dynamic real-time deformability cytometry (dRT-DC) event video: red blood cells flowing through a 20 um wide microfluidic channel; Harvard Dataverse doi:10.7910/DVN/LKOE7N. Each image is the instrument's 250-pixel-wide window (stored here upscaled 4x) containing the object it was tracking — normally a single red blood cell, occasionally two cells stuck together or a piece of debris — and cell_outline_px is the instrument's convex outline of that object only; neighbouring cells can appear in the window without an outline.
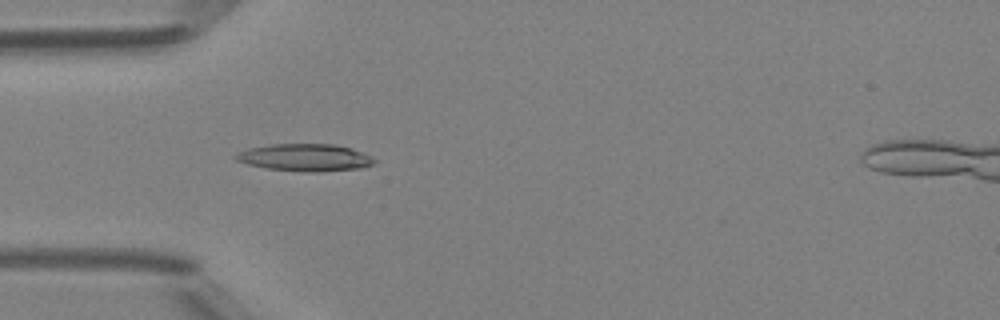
{"species": "Egyptian fruit bat (a non-hibernating species)", "species_latin": "Rousettus aegyptiacus", "temperature_condition": "room temperature", "stored_images_in_passage": 5, "camera_frame_rate_fps": 3000, "um_per_image_px": 0.085, "animal": {"sex": "female"}, "frame": {"image": 1, "passage_image": 5, "time_ms": 4.667, "image_size_px": [1000, 320], "cell_outline_px": [[376, 160], [372, 164], [364, 168], [316, 172], [268, 168], [248, 164], [236, 160], [232, 156], [248, 148], [272, 144], [332, 144], [352, 148], [372, 156]], "centroid_in_image_um": [25.96, 13.38], "position_along_channel_um": 59.0, "area_um2": 21.85}}